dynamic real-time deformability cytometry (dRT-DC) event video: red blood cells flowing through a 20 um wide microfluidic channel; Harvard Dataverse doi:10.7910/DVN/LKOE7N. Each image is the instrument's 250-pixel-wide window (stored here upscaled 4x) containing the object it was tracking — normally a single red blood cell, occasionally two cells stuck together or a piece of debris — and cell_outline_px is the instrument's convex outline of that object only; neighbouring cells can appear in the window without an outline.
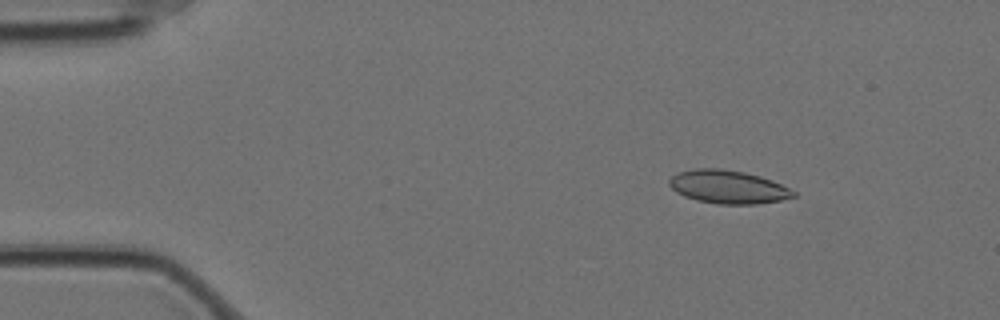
{"species": "Egyptian fruit bat (a non-hibernating species)", "species_latin": "Rousettus aegyptiacus", "temperature_condition": "cold", "stored_images_in_passage": 57, "camera_frame_rate_fps": 3000, "um_per_image_px": 0.085, "animal": {"sex": "female"}, "frame": {"image": 1, "passage_image": 7, "time_ms": 2.0, "image_size_px": [1000, 320], "cell_outline_px": [[796, 196], [780, 200], [756, 204], [716, 204], [696, 200], [684, 196], [676, 192], [668, 184], [668, 180], [676, 172], [696, 168], [720, 168], [744, 172], [760, 176], [772, 180], [796, 192]], "centroid_in_image_um": [61.85, 15.88], "position_along_channel_um": 23.2, "area_um2": 24.16}}
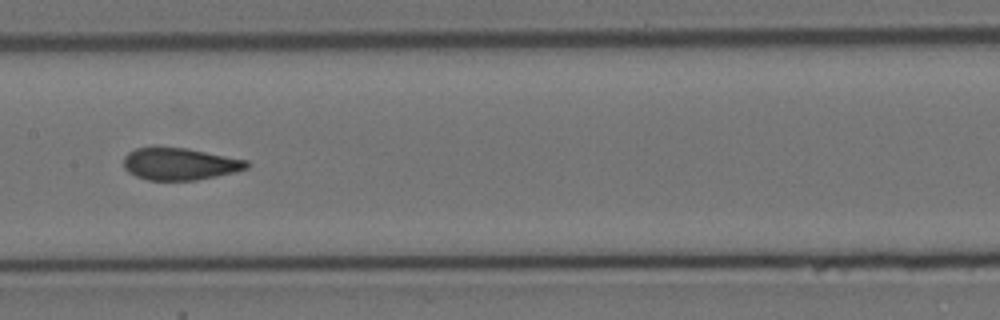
{"frame": {"image": 2, "passage_image": 28, "time_ms": 9.0, "image_size_px": [1000, 320], "cell_outline_px": [[252, 164], [248, 168], [236, 172], [196, 180], [148, 180], [136, 176], [128, 172], [124, 168], [124, 156], [128, 152], [136, 148], [188, 148], [248, 160]], "centroid_in_image_um": [15.32, 13.94], "position_along_channel_um": 192.1, "area_um2": 23.06}}
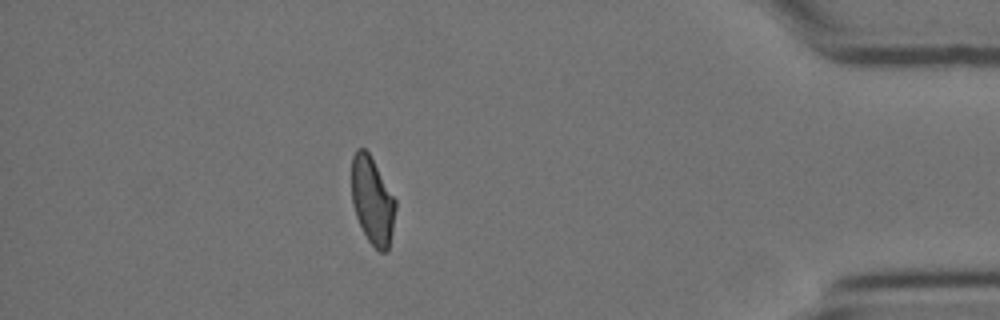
{"frame": {"image": 3, "passage_image": 50, "time_ms": 16.333, "image_size_px": [1000, 320], "cell_outline_px": [[396, 208], [392, 232], [388, 252], [380, 252], [368, 240], [356, 216], [352, 204], [352, 156], [356, 148], [364, 148], [368, 152], [396, 200]], "centroid_in_image_um": [31.65, 17.06], "position_along_channel_um": 403.5, "area_um2": 22.2}, "authors_computed_cell_mechanics": {"area_um2": 23.5824, "velocity_mm_per_s": 3.4879, "shape_relaxation_time_tau1_ms": null, "shape_relaxation_time_tau2_ms": 1.3219, "deformation_change_tau1": null, "deformation_change_tau2": 0.0787}}